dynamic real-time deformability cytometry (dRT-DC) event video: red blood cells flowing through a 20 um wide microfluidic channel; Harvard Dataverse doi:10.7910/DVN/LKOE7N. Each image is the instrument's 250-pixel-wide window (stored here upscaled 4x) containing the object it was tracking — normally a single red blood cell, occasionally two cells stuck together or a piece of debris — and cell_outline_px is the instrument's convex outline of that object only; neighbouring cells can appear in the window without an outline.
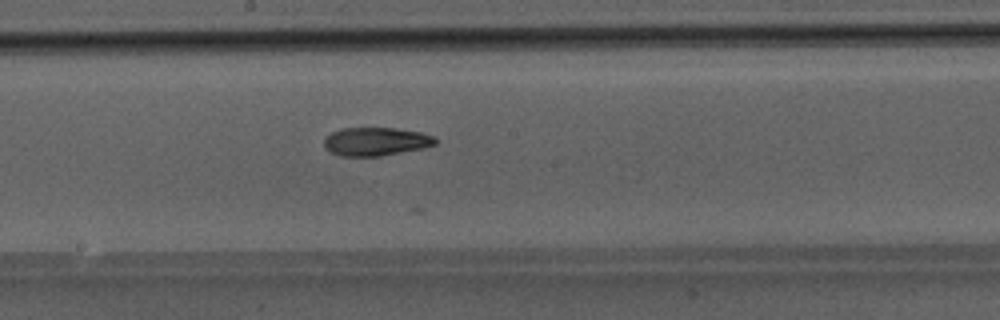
{"species": "Egyptian fruit bat (a non-hibernating species)", "species_latin": "Rousettus aegyptiacus", "temperature_condition": "room temperature", "stored_images_in_passage": 31, "camera_frame_rate_fps": 3000, "um_per_image_px": 0.085, "animal": {"sex": "male"}, "frame": {"image": 1, "passage_image": 26, "time_ms": 8.333, "image_size_px": [1000, 320], "cell_outline_px": [[436, 144], [424, 148], [380, 156], [340, 156], [324, 148], [324, 140], [332, 132], [340, 128], [396, 128], [420, 132], [432, 136], [436, 140]], "centroid_in_image_um": [31.93, 12.03], "position_along_channel_um": 216.3, "area_um2": 18.32}}
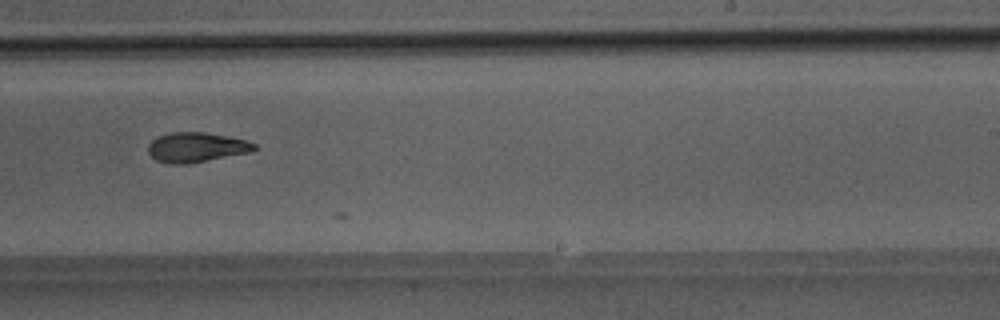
{"frame": {"image": 2, "passage_image": 30, "time_ms": 9.667, "image_size_px": [1000, 320], "cell_outline_px": [[256, 148], [252, 152], [184, 164], [172, 164], [156, 160], [148, 152], [148, 144], [156, 136], [168, 132], [204, 132], [228, 136], [248, 140], [256, 144]], "centroid_in_image_um": [16.68, 12.5], "position_along_channel_um": 272.3, "area_um2": 18.5}}